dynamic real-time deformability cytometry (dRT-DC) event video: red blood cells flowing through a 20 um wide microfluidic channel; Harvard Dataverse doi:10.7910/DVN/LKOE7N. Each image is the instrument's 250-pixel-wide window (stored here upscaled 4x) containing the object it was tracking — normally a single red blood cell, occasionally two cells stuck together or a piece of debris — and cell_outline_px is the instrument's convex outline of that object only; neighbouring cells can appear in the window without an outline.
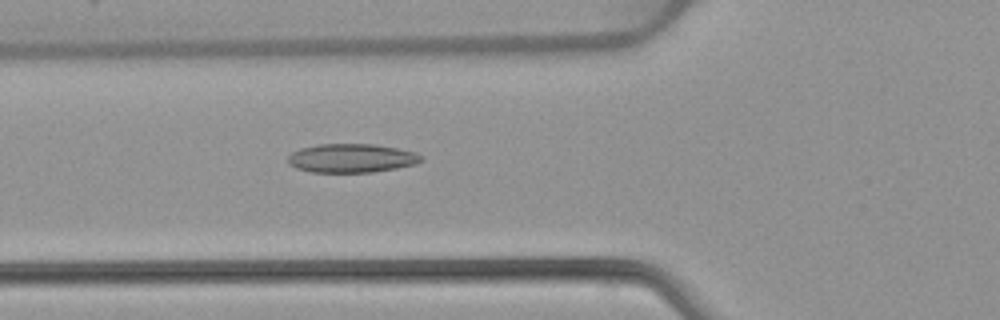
{"species": "common noctule bat (a hibernating species)", "species_latin": "Nyctalus noctula", "temperature_condition": "warm", "stored_images_in_passage": 52, "camera_frame_rate_fps": 3000, "um_per_image_px": 0.085, "animal": {"sex": "female", "body_mass_g": 22.7, "forearm_length_mm": 54.2}, "frame": {"image": 1, "passage_image": 19, "time_ms": 6.0, "image_size_px": [1000, 320], "cell_outline_px": [[424, 160], [416, 164], [396, 168], [372, 172], [312, 172], [296, 168], [288, 164], [288, 156], [292, 152], [300, 148], [316, 144], [376, 144], [416, 152], [424, 156]], "centroid_in_image_um": [29.89, 13.44], "position_along_channel_um": 95.9, "area_um2": 22.54}}
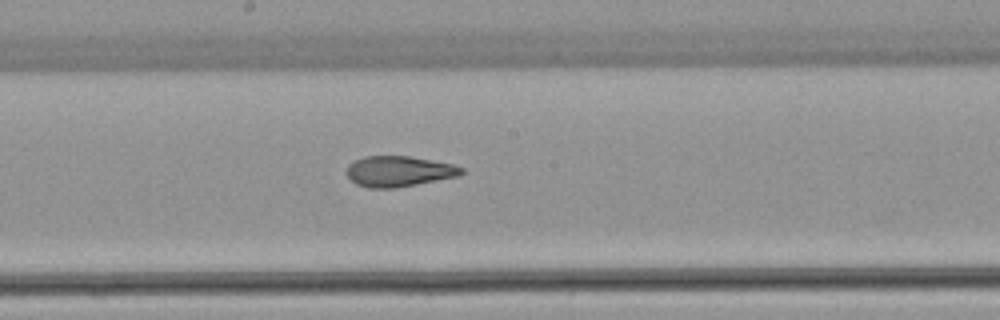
{"frame": {"image": 2, "passage_image": 28, "time_ms": 9.0, "image_size_px": [1000, 320], "cell_outline_px": [[464, 172], [460, 176], [396, 188], [368, 188], [356, 184], [348, 176], [348, 164], [364, 156], [408, 156], [432, 160], [452, 164], [464, 168]], "centroid_in_image_um": [33.93, 14.57], "position_along_channel_um": 214.3, "area_um2": 20.46}}
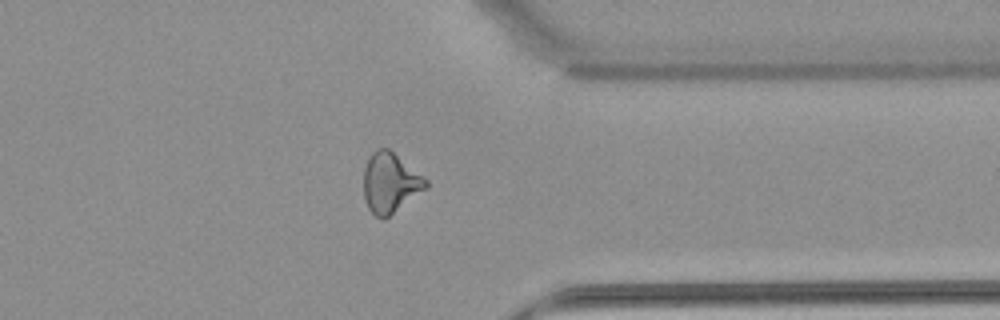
{"frame": {"image": 3, "passage_image": 41, "time_ms": 13.333, "image_size_px": [1000, 320], "cell_outline_px": [[428, 188], [384, 220], [376, 216], [368, 208], [364, 196], [364, 168], [372, 152], [376, 148], [388, 148], [428, 180]], "centroid_in_image_um": [33.18, 15.55], "position_along_channel_um": 378.2, "area_um2": 21.73}, "authors_computed_cell_mechanics": {"area_um2": 22.6287, "velocity_mm_per_s": 3.9309, "shape_relaxation_time_tau1_ms": 8.1117, "shape_relaxation_time_tau2_ms": 1.5182, "deformation_change_tau1": 0.2037, "deformation_change_tau2": 0.0789}}